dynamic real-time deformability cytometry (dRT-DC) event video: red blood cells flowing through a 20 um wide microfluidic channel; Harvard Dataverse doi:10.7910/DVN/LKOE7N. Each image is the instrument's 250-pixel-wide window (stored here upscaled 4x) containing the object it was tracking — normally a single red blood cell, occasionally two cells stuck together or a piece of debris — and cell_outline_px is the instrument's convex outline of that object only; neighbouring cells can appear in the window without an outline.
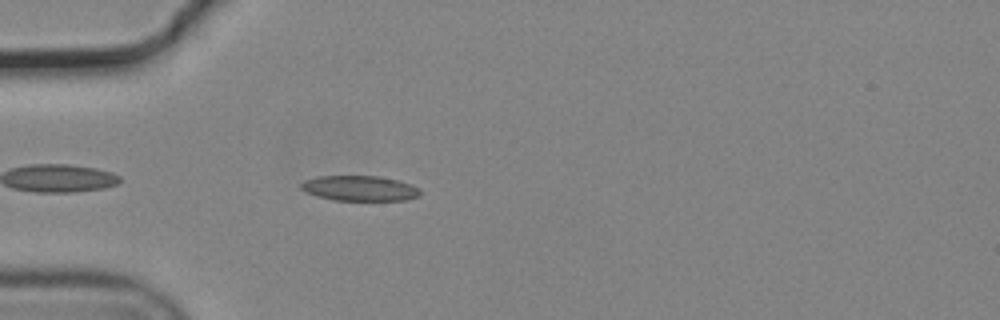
{"species": "common noctule bat (a hibernating species)", "species_latin": "Nyctalus noctula", "temperature_condition": "cold", "stored_images_in_passage": 10, "camera_frame_rate_fps": 3000, "um_per_image_px": 0.085, "animal": {"sex": "male", "body_mass_g": 19.2, "forearm_length_mm": 51.8}, "frame": {"image": 1, "passage_image": 5, "time_ms": 1.333, "image_size_px": [1000, 320], "cell_outline_px": [[420, 196], [404, 200], [336, 200], [316, 196], [300, 188], [300, 184], [304, 180], [320, 176], [380, 176], [396, 180], [420, 188]], "centroid_in_image_um": [30.56, 16.0], "position_along_channel_um": 54.4, "area_um2": 17.34}}